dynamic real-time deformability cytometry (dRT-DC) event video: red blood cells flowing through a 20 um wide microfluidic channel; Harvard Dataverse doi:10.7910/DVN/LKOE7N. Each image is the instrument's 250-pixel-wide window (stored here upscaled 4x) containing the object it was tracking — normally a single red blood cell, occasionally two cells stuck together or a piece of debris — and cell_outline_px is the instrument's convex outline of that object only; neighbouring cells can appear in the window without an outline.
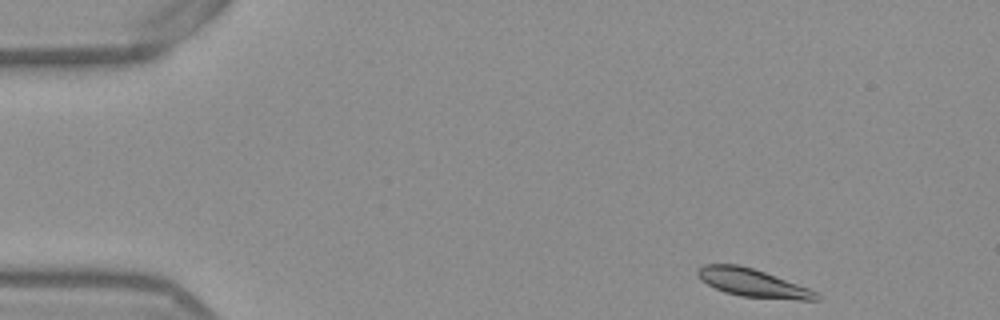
{"species": "Egyptian fruit bat (a non-hibernating species)", "species_latin": "Rousettus aegyptiacus", "temperature_condition": "warm", "stored_images_in_passage": 48, "camera_frame_rate_fps": 3000, "um_per_image_px": 0.085, "frame": {"image": 1, "passage_image": 1, "time_ms": 0.0, "image_size_px": [1000, 320], "cell_outline_px": [[820, 300], [796, 300], [740, 296], [724, 292], [700, 280], [696, 276], [696, 272], [704, 264], [740, 264], [764, 272], [808, 288], [816, 292], [820, 296]], "centroid_in_image_um": [63.96, 24.05], "position_along_channel_um": 21.0, "area_um2": 19.31}}
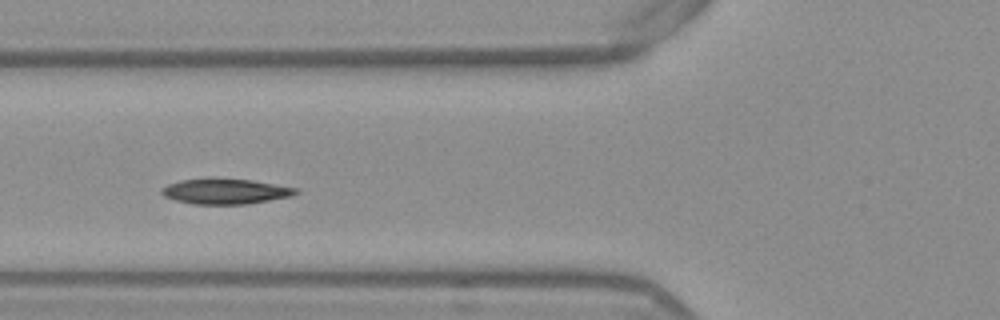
{"frame": {"image": 2, "passage_image": 15, "time_ms": 4.667, "image_size_px": [1000, 320], "cell_outline_px": [[300, 192], [292, 196], [248, 204], [192, 204], [176, 200], [164, 196], [160, 192], [160, 188], [168, 184], [180, 180], [208, 176], [212, 176], [252, 180], [300, 188]], "centroid_in_image_um": [19.16, 16.23], "position_along_channel_um": 106.6, "area_um2": 20.58}}
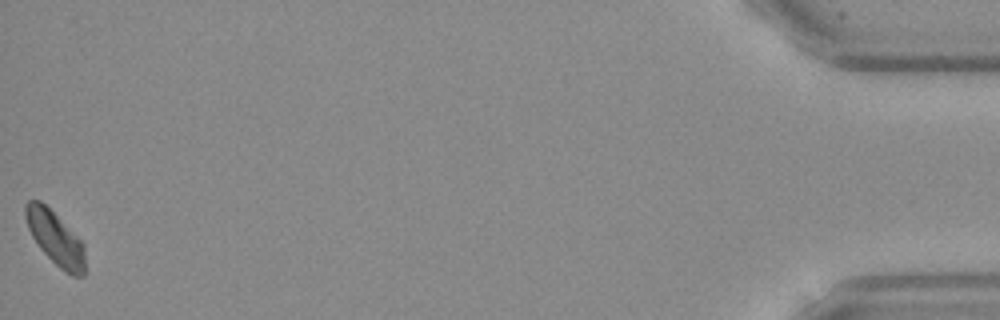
{"frame": {"image": 3, "passage_image": 48, "time_ms": 15.667, "image_size_px": [1000, 320], "cell_outline_px": [[84, 276], [72, 276], [60, 268], [40, 248], [32, 236], [28, 228], [24, 216], [24, 208], [28, 200], [40, 200], [84, 244]], "centroid_in_image_um": [4.67, 20.25], "position_along_channel_um": 430.5, "area_um2": 18.09}, "authors_computed_cell_mechanics": {"area_um2": 19.3919, "velocity_mm_per_s": 3.8211, "shape_relaxation_time_tau1_ms": 2.2544, "shape_relaxation_time_tau2_ms": null, "deformation_change_tau1": 0.0741, "deformation_change_tau2": null}}